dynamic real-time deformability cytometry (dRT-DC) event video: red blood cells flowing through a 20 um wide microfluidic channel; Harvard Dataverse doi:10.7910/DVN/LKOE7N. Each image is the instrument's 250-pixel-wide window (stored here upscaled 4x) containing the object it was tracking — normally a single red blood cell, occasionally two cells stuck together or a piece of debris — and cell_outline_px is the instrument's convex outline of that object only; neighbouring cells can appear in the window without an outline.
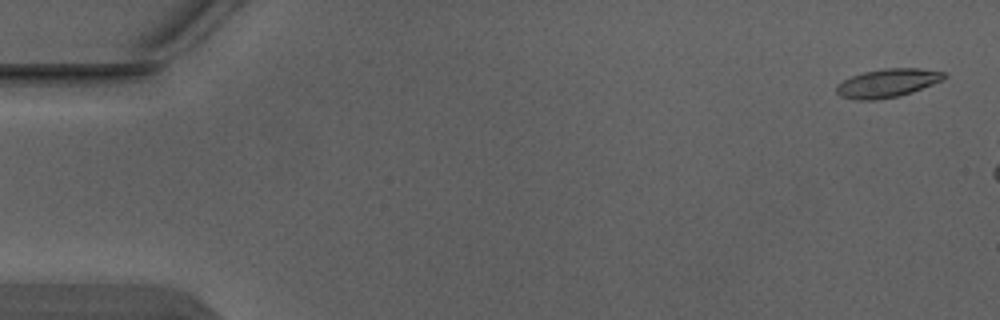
{"species": "Egyptian fruit bat (a non-hibernating species)", "species_latin": "Rousettus aegyptiacus", "temperature_condition": "warm", "stored_images_in_passage": 3, "camera_frame_rate_fps": 3000, "um_per_image_px": 0.085, "animal": {"sex": "male"}, "frame": {"image": 1, "passage_image": 1, "time_ms": 0.0, "image_size_px": [1000, 320], "cell_outline_px": [[948, 76], [944, 80], [912, 92], [900, 96], [876, 100], [856, 100], [840, 96], [836, 92], [836, 88], [844, 80], [852, 76], [864, 72], [884, 68], [920, 68], [944, 72]], "centroid_in_image_um": [75.48, 7.06], "position_along_channel_um": 9.5, "area_um2": 17.92}}